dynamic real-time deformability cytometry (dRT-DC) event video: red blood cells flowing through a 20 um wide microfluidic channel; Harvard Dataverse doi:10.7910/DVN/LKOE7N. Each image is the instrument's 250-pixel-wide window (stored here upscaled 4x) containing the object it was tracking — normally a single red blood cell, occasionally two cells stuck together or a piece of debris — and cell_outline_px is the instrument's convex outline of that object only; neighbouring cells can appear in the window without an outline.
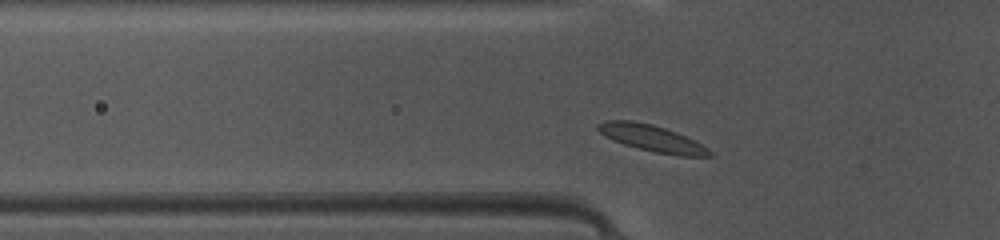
{"species": "common noctule bat (a hibernating species)", "species_latin": "Nyctalus noctula", "temperature_condition": "warm", "stored_images_in_passage": 35, "camera_frame_rate_fps": 3000, "um_per_image_px": 0.085, "animal": {"sex": "female", "body_mass_g": 10.0, "forearm_length_mm": 53.1}, "frame": {"image": 1, "passage_image": 3, "time_ms": 0.667, "image_size_px": [1000, 240], "cell_outline_px": [[716, 156], [680, 156], [656, 152], [624, 144], [604, 136], [596, 128], [596, 124], [604, 120], [632, 120], [652, 124], [676, 132], [708, 148]], "centroid_in_image_um": [55.38, 11.74], "position_along_channel_um": 70.4, "area_um2": 17.05}}
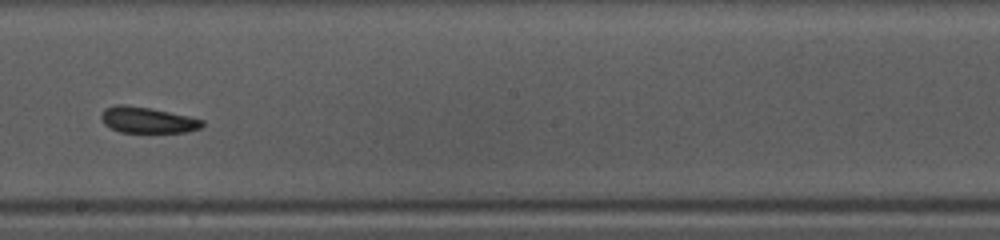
{"frame": {"image": 2, "passage_image": 15, "time_ms": 4.667, "image_size_px": [1000, 240], "cell_outline_px": [[204, 124], [200, 128], [188, 132], [120, 132], [104, 124], [100, 116], [104, 108], [116, 104], [124, 104], [148, 108], [188, 116], [204, 120]], "centroid_in_image_um": [12.52, 10.2], "position_along_channel_um": 235.7, "area_um2": 15.2}}
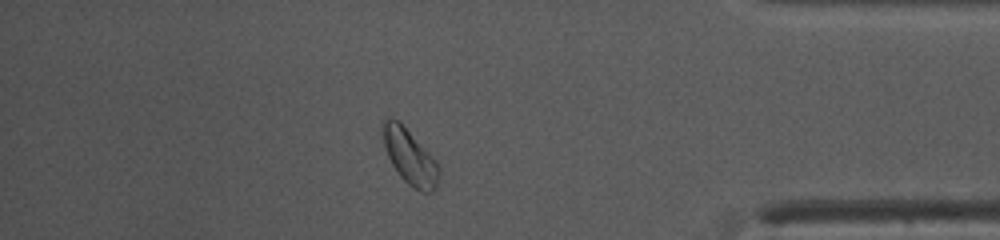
{"frame": {"image": 3, "passage_image": 29, "time_ms": 9.333, "image_size_px": [1000, 240], "cell_outline_px": [[440, 172], [436, 188], [432, 192], [420, 192], [408, 184], [400, 176], [392, 164], [388, 156], [384, 144], [384, 120], [388, 116], [400, 120], [436, 160], [440, 168]], "centroid_in_image_um": [34.87, 13.33], "position_along_channel_um": 400.3, "area_um2": 18.03}, "authors_computed_cell_mechanics": {"area_um2": 15.8372, "velocity_mm_per_s": 4.1229, "shape_relaxation_time_tau1_ms": 7.6548, "shape_relaxation_time_tau2_ms": 1.914, "deformation_change_tau1": 0.1414, "deformation_change_tau2": 0.0658}}